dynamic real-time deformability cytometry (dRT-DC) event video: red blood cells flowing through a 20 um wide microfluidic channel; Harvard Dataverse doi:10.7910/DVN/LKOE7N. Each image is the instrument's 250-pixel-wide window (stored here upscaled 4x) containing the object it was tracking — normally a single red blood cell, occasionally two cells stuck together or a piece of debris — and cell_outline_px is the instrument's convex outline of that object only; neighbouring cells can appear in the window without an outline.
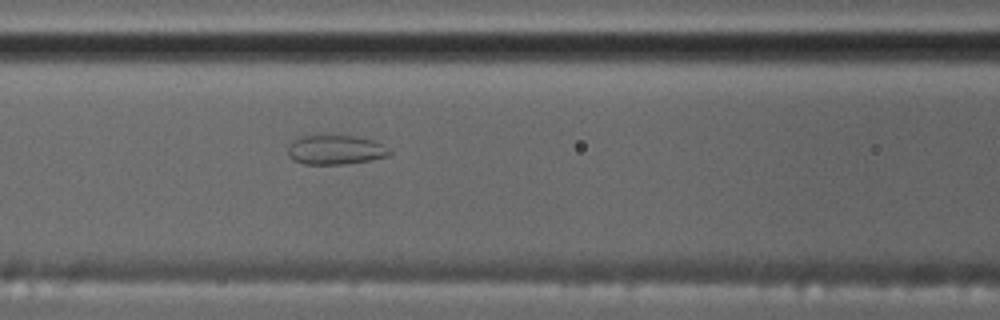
{"species": "common noctule bat (a hibernating species)", "species_latin": "Nyctalus noctula", "temperature_condition": "cold", "stored_images_in_passage": 3, "camera_frame_rate_fps": 3000, "um_per_image_px": 0.085, "animal": {"sex": "male", "body_mass_g": 17.5, "forearm_length_mm": 52.3}, "frame": {"image": 1, "passage_image": 3, "time_ms": 2.0, "image_size_px": [1000, 320], "cell_outline_px": [[392, 152], [388, 156], [368, 160], [344, 164], [304, 164], [292, 160], [288, 156], [288, 144], [292, 140], [300, 136], [356, 136], [372, 140], [380, 144]], "centroid_in_image_um": [28.45, 12.74], "position_along_channel_um": 138.2, "area_um2": 17.28}}